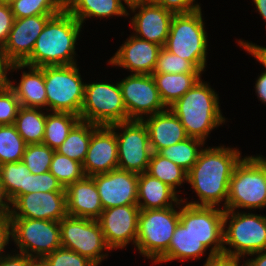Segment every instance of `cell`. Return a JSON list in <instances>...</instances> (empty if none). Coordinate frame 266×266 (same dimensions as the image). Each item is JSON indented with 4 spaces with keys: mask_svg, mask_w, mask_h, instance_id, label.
I'll list each match as a JSON object with an SVG mask.
<instances>
[{
    "mask_svg": "<svg viewBox=\"0 0 266 266\" xmlns=\"http://www.w3.org/2000/svg\"><path fill=\"white\" fill-rule=\"evenodd\" d=\"M240 151L224 146L201 149L196 163L187 172L186 182L190 183L201 200L187 204L196 206H219L225 199L235 166L242 159Z\"/></svg>",
    "mask_w": 266,
    "mask_h": 266,
    "instance_id": "1",
    "label": "cell"
},
{
    "mask_svg": "<svg viewBox=\"0 0 266 266\" xmlns=\"http://www.w3.org/2000/svg\"><path fill=\"white\" fill-rule=\"evenodd\" d=\"M82 24L66 9L52 16L36 39L31 56L25 66H65L74 61L75 44Z\"/></svg>",
    "mask_w": 266,
    "mask_h": 266,
    "instance_id": "2",
    "label": "cell"
},
{
    "mask_svg": "<svg viewBox=\"0 0 266 266\" xmlns=\"http://www.w3.org/2000/svg\"><path fill=\"white\" fill-rule=\"evenodd\" d=\"M218 94L200 79L169 108L179 118L188 137L205 143L210 131L225 122Z\"/></svg>",
    "mask_w": 266,
    "mask_h": 266,
    "instance_id": "3",
    "label": "cell"
},
{
    "mask_svg": "<svg viewBox=\"0 0 266 266\" xmlns=\"http://www.w3.org/2000/svg\"><path fill=\"white\" fill-rule=\"evenodd\" d=\"M266 206V159L247 156L235 166L224 210Z\"/></svg>",
    "mask_w": 266,
    "mask_h": 266,
    "instance_id": "4",
    "label": "cell"
},
{
    "mask_svg": "<svg viewBox=\"0 0 266 266\" xmlns=\"http://www.w3.org/2000/svg\"><path fill=\"white\" fill-rule=\"evenodd\" d=\"M201 10L174 14L164 48L190 61L198 70L206 65L207 34Z\"/></svg>",
    "mask_w": 266,
    "mask_h": 266,
    "instance_id": "5",
    "label": "cell"
},
{
    "mask_svg": "<svg viewBox=\"0 0 266 266\" xmlns=\"http://www.w3.org/2000/svg\"><path fill=\"white\" fill-rule=\"evenodd\" d=\"M223 245V256L236 259L266 250V216L224 210Z\"/></svg>",
    "mask_w": 266,
    "mask_h": 266,
    "instance_id": "6",
    "label": "cell"
},
{
    "mask_svg": "<svg viewBox=\"0 0 266 266\" xmlns=\"http://www.w3.org/2000/svg\"><path fill=\"white\" fill-rule=\"evenodd\" d=\"M179 221L180 210L176 211L173 206L140 210L136 240L140 253L156 263L168 251Z\"/></svg>",
    "mask_w": 266,
    "mask_h": 266,
    "instance_id": "7",
    "label": "cell"
},
{
    "mask_svg": "<svg viewBox=\"0 0 266 266\" xmlns=\"http://www.w3.org/2000/svg\"><path fill=\"white\" fill-rule=\"evenodd\" d=\"M51 112H67L80 116L85 84L76 64L41 67Z\"/></svg>",
    "mask_w": 266,
    "mask_h": 266,
    "instance_id": "8",
    "label": "cell"
},
{
    "mask_svg": "<svg viewBox=\"0 0 266 266\" xmlns=\"http://www.w3.org/2000/svg\"><path fill=\"white\" fill-rule=\"evenodd\" d=\"M8 220L10 236L19 247L20 253L34 259H43L61 247L58 221L28 218H8Z\"/></svg>",
    "mask_w": 266,
    "mask_h": 266,
    "instance_id": "9",
    "label": "cell"
},
{
    "mask_svg": "<svg viewBox=\"0 0 266 266\" xmlns=\"http://www.w3.org/2000/svg\"><path fill=\"white\" fill-rule=\"evenodd\" d=\"M80 120L98 126L129 121L119 83H85Z\"/></svg>",
    "mask_w": 266,
    "mask_h": 266,
    "instance_id": "10",
    "label": "cell"
},
{
    "mask_svg": "<svg viewBox=\"0 0 266 266\" xmlns=\"http://www.w3.org/2000/svg\"><path fill=\"white\" fill-rule=\"evenodd\" d=\"M59 225L61 247L87 257L96 266L107 256L102 251L111 250L98 220L67 215Z\"/></svg>",
    "mask_w": 266,
    "mask_h": 266,
    "instance_id": "11",
    "label": "cell"
},
{
    "mask_svg": "<svg viewBox=\"0 0 266 266\" xmlns=\"http://www.w3.org/2000/svg\"><path fill=\"white\" fill-rule=\"evenodd\" d=\"M116 132L118 146V169L141 174L147 171L152 150L149 133L143 121L130 120L110 125Z\"/></svg>",
    "mask_w": 266,
    "mask_h": 266,
    "instance_id": "12",
    "label": "cell"
},
{
    "mask_svg": "<svg viewBox=\"0 0 266 266\" xmlns=\"http://www.w3.org/2000/svg\"><path fill=\"white\" fill-rule=\"evenodd\" d=\"M180 209V222L214 257L223 256L224 209L187 204Z\"/></svg>",
    "mask_w": 266,
    "mask_h": 266,
    "instance_id": "13",
    "label": "cell"
},
{
    "mask_svg": "<svg viewBox=\"0 0 266 266\" xmlns=\"http://www.w3.org/2000/svg\"><path fill=\"white\" fill-rule=\"evenodd\" d=\"M122 98L130 120L142 121L167 108L161 100L152 75L131 74L119 82Z\"/></svg>",
    "mask_w": 266,
    "mask_h": 266,
    "instance_id": "14",
    "label": "cell"
},
{
    "mask_svg": "<svg viewBox=\"0 0 266 266\" xmlns=\"http://www.w3.org/2000/svg\"><path fill=\"white\" fill-rule=\"evenodd\" d=\"M8 218L60 221L67 213L65 191L34 192L19 196Z\"/></svg>",
    "mask_w": 266,
    "mask_h": 266,
    "instance_id": "15",
    "label": "cell"
},
{
    "mask_svg": "<svg viewBox=\"0 0 266 266\" xmlns=\"http://www.w3.org/2000/svg\"><path fill=\"white\" fill-rule=\"evenodd\" d=\"M139 214L138 205L117 206L101 212L97 220L111 250L122 249L129 242L136 246Z\"/></svg>",
    "mask_w": 266,
    "mask_h": 266,
    "instance_id": "16",
    "label": "cell"
},
{
    "mask_svg": "<svg viewBox=\"0 0 266 266\" xmlns=\"http://www.w3.org/2000/svg\"><path fill=\"white\" fill-rule=\"evenodd\" d=\"M91 177L97 186L103 210L137 205L138 174L117 168Z\"/></svg>",
    "mask_w": 266,
    "mask_h": 266,
    "instance_id": "17",
    "label": "cell"
},
{
    "mask_svg": "<svg viewBox=\"0 0 266 266\" xmlns=\"http://www.w3.org/2000/svg\"><path fill=\"white\" fill-rule=\"evenodd\" d=\"M57 14H42L15 19L4 51L12 64H23L32 53L36 39L47 21Z\"/></svg>",
    "mask_w": 266,
    "mask_h": 266,
    "instance_id": "18",
    "label": "cell"
},
{
    "mask_svg": "<svg viewBox=\"0 0 266 266\" xmlns=\"http://www.w3.org/2000/svg\"><path fill=\"white\" fill-rule=\"evenodd\" d=\"M82 164L86 176L108 173L118 168L115 130L110 126H98L92 132L86 158Z\"/></svg>",
    "mask_w": 266,
    "mask_h": 266,
    "instance_id": "19",
    "label": "cell"
},
{
    "mask_svg": "<svg viewBox=\"0 0 266 266\" xmlns=\"http://www.w3.org/2000/svg\"><path fill=\"white\" fill-rule=\"evenodd\" d=\"M129 8L135 12L132 26L136 37L164 47L174 14L153 2L136 3Z\"/></svg>",
    "mask_w": 266,
    "mask_h": 266,
    "instance_id": "20",
    "label": "cell"
},
{
    "mask_svg": "<svg viewBox=\"0 0 266 266\" xmlns=\"http://www.w3.org/2000/svg\"><path fill=\"white\" fill-rule=\"evenodd\" d=\"M162 46L131 36L108 61L113 66L129 69L132 74L152 75Z\"/></svg>",
    "mask_w": 266,
    "mask_h": 266,
    "instance_id": "21",
    "label": "cell"
},
{
    "mask_svg": "<svg viewBox=\"0 0 266 266\" xmlns=\"http://www.w3.org/2000/svg\"><path fill=\"white\" fill-rule=\"evenodd\" d=\"M69 216L97 220L103 207L97 186L91 176H85L65 188Z\"/></svg>",
    "mask_w": 266,
    "mask_h": 266,
    "instance_id": "22",
    "label": "cell"
},
{
    "mask_svg": "<svg viewBox=\"0 0 266 266\" xmlns=\"http://www.w3.org/2000/svg\"><path fill=\"white\" fill-rule=\"evenodd\" d=\"M149 133L152 152L174 145L188 138L184 126L170 108L142 120Z\"/></svg>",
    "mask_w": 266,
    "mask_h": 266,
    "instance_id": "23",
    "label": "cell"
},
{
    "mask_svg": "<svg viewBox=\"0 0 266 266\" xmlns=\"http://www.w3.org/2000/svg\"><path fill=\"white\" fill-rule=\"evenodd\" d=\"M28 67V73L23 72L18 85L14 86L9 81V87L14 91L20 106L42 108L47 107V95L44 82V72L41 68L25 66L24 64H12L11 70Z\"/></svg>",
    "mask_w": 266,
    "mask_h": 266,
    "instance_id": "24",
    "label": "cell"
},
{
    "mask_svg": "<svg viewBox=\"0 0 266 266\" xmlns=\"http://www.w3.org/2000/svg\"><path fill=\"white\" fill-rule=\"evenodd\" d=\"M176 193L169 185L148 173L138 174L137 205L140 210L163 209L173 206L172 202L177 205L183 203Z\"/></svg>",
    "mask_w": 266,
    "mask_h": 266,
    "instance_id": "25",
    "label": "cell"
},
{
    "mask_svg": "<svg viewBox=\"0 0 266 266\" xmlns=\"http://www.w3.org/2000/svg\"><path fill=\"white\" fill-rule=\"evenodd\" d=\"M65 9L81 24L89 17L127 16L122 0H65Z\"/></svg>",
    "mask_w": 266,
    "mask_h": 266,
    "instance_id": "26",
    "label": "cell"
},
{
    "mask_svg": "<svg viewBox=\"0 0 266 266\" xmlns=\"http://www.w3.org/2000/svg\"><path fill=\"white\" fill-rule=\"evenodd\" d=\"M200 74L201 73H153L152 76L155 80L162 102L169 108L201 79Z\"/></svg>",
    "mask_w": 266,
    "mask_h": 266,
    "instance_id": "27",
    "label": "cell"
},
{
    "mask_svg": "<svg viewBox=\"0 0 266 266\" xmlns=\"http://www.w3.org/2000/svg\"><path fill=\"white\" fill-rule=\"evenodd\" d=\"M207 248L198 241L180 221L171 238L168 251L156 262L162 263L175 259H200Z\"/></svg>",
    "mask_w": 266,
    "mask_h": 266,
    "instance_id": "28",
    "label": "cell"
},
{
    "mask_svg": "<svg viewBox=\"0 0 266 266\" xmlns=\"http://www.w3.org/2000/svg\"><path fill=\"white\" fill-rule=\"evenodd\" d=\"M97 127L98 125L79 120L56 151L72 160L83 163L91 140V134Z\"/></svg>",
    "mask_w": 266,
    "mask_h": 266,
    "instance_id": "29",
    "label": "cell"
},
{
    "mask_svg": "<svg viewBox=\"0 0 266 266\" xmlns=\"http://www.w3.org/2000/svg\"><path fill=\"white\" fill-rule=\"evenodd\" d=\"M45 123L46 114L39 108L20 106L14 126L27 144H36L43 142Z\"/></svg>",
    "mask_w": 266,
    "mask_h": 266,
    "instance_id": "30",
    "label": "cell"
},
{
    "mask_svg": "<svg viewBox=\"0 0 266 266\" xmlns=\"http://www.w3.org/2000/svg\"><path fill=\"white\" fill-rule=\"evenodd\" d=\"M46 115L43 144L56 150L67 138L73 126L80 120L78 115L52 112Z\"/></svg>",
    "mask_w": 266,
    "mask_h": 266,
    "instance_id": "31",
    "label": "cell"
},
{
    "mask_svg": "<svg viewBox=\"0 0 266 266\" xmlns=\"http://www.w3.org/2000/svg\"><path fill=\"white\" fill-rule=\"evenodd\" d=\"M146 173L176 190L187 180V172L158 152H152Z\"/></svg>",
    "mask_w": 266,
    "mask_h": 266,
    "instance_id": "32",
    "label": "cell"
},
{
    "mask_svg": "<svg viewBox=\"0 0 266 266\" xmlns=\"http://www.w3.org/2000/svg\"><path fill=\"white\" fill-rule=\"evenodd\" d=\"M204 144L200 139L188 137L181 142L163 148L158 153L188 172L197 161L201 151L198 147L200 146L201 149Z\"/></svg>",
    "mask_w": 266,
    "mask_h": 266,
    "instance_id": "33",
    "label": "cell"
},
{
    "mask_svg": "<svg viewBox=\"0 0 266 266\" xmlns=\"http://www.w3.org/2000/svg\"><path fill=\"white\" fill-rule=\"evenodd\" d=\"M29 173V169L22 161L0 165V177L12 203L19 196L26 194Z\"/></svg>",
    "mask_w": 266,
    "mask_h": 266,
    "instance_id": "34",
    "label": "cell"
},
{
    "mask_svg": "<svg viewBox=\"0 0 266 266\" xmlns=\"http://www.w3.org/2000/svg\"><path fill=\"white\" fill-rule=\"evenodd\" d=\"M27 143L17 132L14 124L0 125V165L20 162Z\"/></svg>",
    "mask_w": 266,
    "mask_h": 266,
    "instance_id": "35",
    "label": "cell"
},
{
    "mask_svg": "<svg viewBox=\"0 0 266 266\" xmlns=\"http://www.w3.org/2000/svg\"><path fill=\"white\" fill-rule=\"evenodd\" d=\"M15 19L42 14H59L65 9V0H17L10 4Z\"/></svg>",
    "mask_w": 266,
    "mask_h": 266,
    "instance_id": "36",
    "label": "cell"
},
{
    "mask_svg": "<svg viewBox=\"0 0 266 266\" xmlns=\"http://www.w3.org/2000/svg\"><path fill=\"white\" fill-rule=\"evenodd\" d=\"M49 171L63 188H66L68 185L81 180L86 176L82 163L59 154L56 150Z\"/></svg>",
    "mask_w": 266,
    "mask_h": 266,
    "instance_id": "37",
    "label": "cell"
},
{
    "mask_svg": "<svg viewBox=\"0 0 266 266\" xmlns=\"http://www.w3.org/2000/svg\"><path fill=\"white\" fill-rule=\"evenodd\" d=\"M55 150L43 143L27 144L22 162L32 174H41L49 171Z\"/></svg>",
    "mask_w": 266,
    "mask_h": 266,
    "instance_id": "38",
    "label": "cell"
},
{
    "mask_svg": "<svg viewBox=\"0 0 266 266\" xmlns=\"http://www.w3.org/2000/svg\"><path fill=\"white\" fill-rule=\"evenodd\" d=\"M153 73H201L190 61L161 48Z\"/></svg>",
    "mask_w": 266,
    "mask_h": 266,
    "instance_id": "39",
    "label": "cell"
},
{
    "mask_svg": "<svg viewBox=\"0 0 266 266\" xmlns=\"http://www.w3.org/2000/svg\"><path fill=\"white\" fill-rule=\"evenodd\" d=\"M48 266H96L87 257L63 247L43 258Z\"/></svg>",
    "mask_w": 266,
    "mask_h": 266,
    "instance_id": "40",
    "label": "cell"
},
{
    "mask_svg": "<svg viewBox=\"0 0 266 266\" xmlns=\"http://www.w3.org/2000/svg\"><path fill=\"white\" fill-rule=\"evenodd\" d=\"M19 108V100L9 85L0 87V125L14 124Z\"/></svg>",
    "mask_w": 266,
    "mask_h": 266,
    "instance_id": "41",
    "label": "cell"
},
{
    "mask_svg": "<svg viewBox=\"0 0 266 266\" xmlns=\"http://www.w3.org/2000/svg\"><path fill=\"white\" fill-rule=\"evenodd\" d=\"M53 191H65V188L62 187L50 171L41 174H28L26 194Z\"/></svg>",
    "mask_w": 266,
    "mask_h": 266,
    "instance_id": "42",
    "label": "cell"
},
{
    "mask_svg": "<svg viewBox=\"0 0 266 266\" xmlns=\"http://www.w3.org/2000/svg\"><path fill=\"white\" fill-rule=\"evenodd\" d=\"M151 2L163 7L173 14H185L201 10L199 4L194 3L193 5L195 0H151Z\"/></svg>",
    "mask_w": 266,
    "mask_h": 266,
    "instance_id": "43",
    "label": "cell"
},
{
    "mask_svg": "<svg viewBox=\"0 0 266 266\" xmlns=\"http://www.w3.org/2000/svg\"><path fill=\"white\" fill-rule=\"evenodd\" d=\"M14 20L10 5L0 2V45L7 42Z\"/></svg>",
    "mask_w": 266,
    "mask_h": 266,
    "instance_id": "44",
    "label": "cell"
},
{
    "mask_svg": "<svg viewBox=\"0 0 266 266\" xmlns=\"http://www.w3.org/2000/svg\"><path fill=\"white\" fill-rule=\"evenodd\" d=\"M33 258L23 253L4 256L0 259V266H30Z\"/></svg>",
    "mask_w": 266,
    "mask_h": 266,
    "instance_id": "45",
    "label": "cell"
},
{
    "mask_svg": "<svg viewBox=\"0 0 266 266\" xmlns=\"http://www.w3.org/2000/svg\"><path fill=\"white\" fill-rule=\"evenodd\" d=\"M240 46L246 49L248 53L253 55L260 63L263 64V66L266 68V48L258 46L256 44L239 41ZM266 72V70H265Z\"/></svg>",
    "mask_w": 266,
    "mask_h": 266,
    "instance_id": "46",
    "label": "cell"
},
{
    "mask_svg": "<svg viewBox=\"0 0 266 266\" xmlns=\"http://www.w3.org/2000/svg\"><path fill=\"white\" fill-rule=\"evenodd\" d=\"M11 65L12 63L8 60L3 45H0V87L8 85L10 80L6 74Z\"/></svg>",
    "mask_w": 266,
    "mask_h": 266,
    "instance_id": "47",
    "label": "cell"
},
{
    "mask_svg": "<svg viewBox=\"0 0 266 266\" xmlns=\"http://www.w3.org/2000/svg\"><path fill=\"white\" fill-rule=\"evenodd\" d=\"M239 261L240 259L225 256L214 257L211 253H209L204 266H240Z\"/></svg>",
    "mask_w": 266,
    "mask_h": 266,
    "instance_id": "48",
    "label": "cell"
},
{
    "mask_svg": "<svg viewBox=\"0 0 266 266\" xmlns=\"http://www.w3.org/2000/svg\"><path fill=\"white\" fill-rule=\"evenodd\" d=\"M10 238V224L8 217H0V255L3 253L5 246ZM4 256H0V259Z\"/></svg>",
    "mask_w": 266,
    "mask_h": 266,
    "instance_id": "49",
    "label": "cell"
},
{
    "mask_svg": "<svg viewBox=\"0 0 266 266\" xmlns=\"http://www.w3.org/2000/svg\"><path fill=\"white\" fill-rule=\"evenodd\" d=\"M10 204L12 206V201L5 190L4 184L2 183V179L0 177V217H8L10 215L12 208L9 206Z\"/></svg>",
    "mask_w": 266,
    "mask_h": 266,
    "instance_id": "50",
    "label": "cell"
},
{
    "mask_svg": "<svg viewBox=\"0 0 266 266\" xmlns=\"http://www.w3.org/2000/svg\"><path fill=\"white\" fill-rule=\"evenodd\" d=\"M257 96L266 103V72L262 73L255 84Z\"/></svg>",
    "mask_w": 266,
    "mask_h": 266,
    "instance_id": "51",
    "label": "cell"
},
{
    "mask_svg": "<svg viewBox=\"0 0 266 266\" xmlns=\"http://www.w3.org/2000/svg\"><path fill=\"white\" fill-rule=\"evenodd\" d=\"M255 254L257 257L251 260L248 259V262L245 261V264L242 266H266V250L250 254L249 256H255Z\"/></svg>",
    "mask_w": 266,
    "mask_h": 266,
    "instance_id": "52",
    "label": "cell"
},
{
    "mask_svg": "<svg viewBox=\"0 0 266 266\" xmlns=\"http://www.w3.org/2000/svg\"><path fill=\"white\" fill-rule=\"evenodd\" d=\"M256 5V8L259 11V14L266 21V0H253Z\"/></svg>",
    "mask_w": 266,
    "mask_h": 266,
    "instance_id": "53",
    "label": "cell"
},
{
    "mask_svg": "<svg viewBox=\"0 0 266 266\" xmlns=\"http://www.w3.org/2000/svg\"><path fill=\"white\" fill-rule=\"evenodd\" d=\"M30 266H48L44 259H32Z\"/></svg>",
    "mask_w": 266,
    "mask_h": 266,
    "instance_id": "54",
    "label": "cell"
},
{
    "mask_svg": "<svg viewBox=\"0 0 266 266\" xmlns=\"http://www.w3.org/2000/svg\"><path fill=\"white\" fill-rule=\"evenodd\" d=\"M123 1L128 7L136 3L151 2V0H123Z\"/></svg>",
    "mask_w": 266,
    "mask_h": 266,
    "instance_id": "55",
    "label": "cell"
},
{
    "mask_svg": "<svg viewBox=\"0 0 266 266\" xmlns=\"http://www.w3.org/2000/svg\"><path fill=\"white\" fill-rule=\"evenodd\" d=\"M17 0H0V2L4 3V4H7V5H10L12 4L13 2H15Z\"/></svg>",
    "mask_w": 266,
    "mask_h": 266,
    "instance_id": "56",
    "label": "cell"
}]
</instances>
